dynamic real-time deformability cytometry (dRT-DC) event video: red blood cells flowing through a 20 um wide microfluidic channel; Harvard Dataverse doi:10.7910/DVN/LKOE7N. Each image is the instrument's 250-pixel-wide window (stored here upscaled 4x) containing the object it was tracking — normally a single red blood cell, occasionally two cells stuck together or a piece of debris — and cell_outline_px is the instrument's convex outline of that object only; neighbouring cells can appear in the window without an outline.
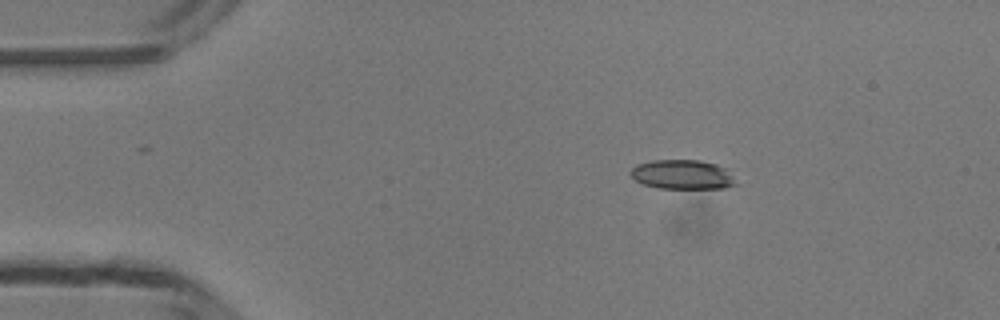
{"species": "common noctule bat (a hibernating species)", "species_latin": "Nyctalus noctula", "temperature_condition": "room temperature", "stored_images_in_passage": 41, "camera_frame_rate_fps": 3000, "um_per_image_px": 0.085, "animal": {"sex": "male", "body_mass_g": 13.3}, "frame": {"image": 1, "passage_image": 1, "time_ms": 0.0, "image_size_px": [1000, 320], "cell_outline_px": [[740, 184], [724, 188], [656, 188], [644, 184], [636, 180], [628, 172], [636, 164], [652, 160], [700, 160], [716, 164], [724, 168]], "centroid_in_image_um": [58.0, 14.84], "position_along_channel_um": 27.0, "area_um2": 18.09}}
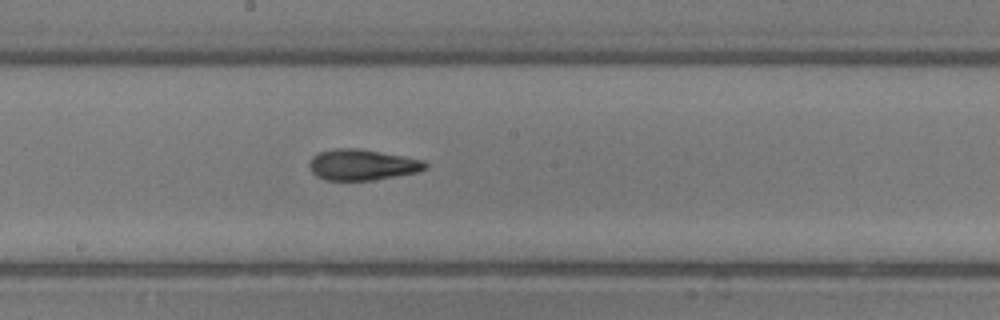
{"frame": {"image": 2, "passage_image": 19, "time_ms": 6.0, "image_size_px": [1000, 320], "cell_outline_px": [[428, 168], [416, 172], [372, 180], [324, 180], [316, 176], [312, 172], [308, 164], [312, 156], [320, 152], [336, 148], [360, 148], [424, 160], [428, 164]], "centroid_in_image_um": [30.77, 14.0], "position_along_channel_um": 217.4, "area_um2": 20.87}}
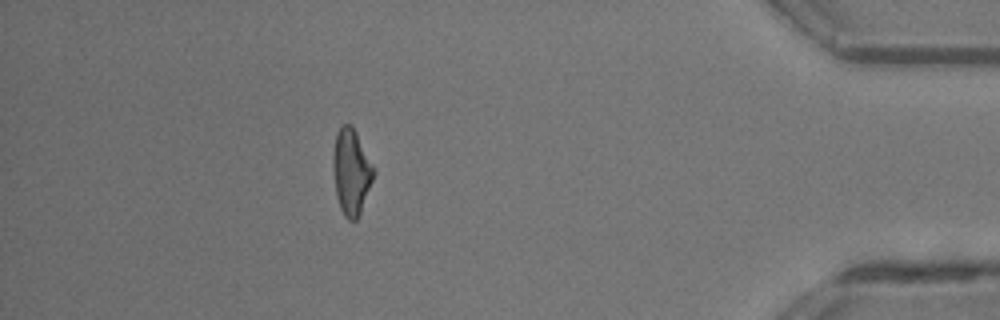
{"frame": {"image": 3, "passage_image": 36, "time_ms": 11.667, "image_size_px": [1000, 320], "cell_outline_px": [[372, 180], [360, 212], [356, 220], [348, 220], [344, 216], [340, 208], [336, 196], [332, 160], [332, 152], [336, 132], [344, 124], [352, 124], [372, 164]], "centroid_in_image_um": [29.81, 14.58], "position_along_channel_um": 405.4, "area_um2": 19.88}, "authors_computed_cell_mechanics": {"area_um2": 20.4034, "velocity_mm_per_s": 4.2352, "shape_relaxation_time_tau1_ms": 4.692, "shape_relaxation_time_tau2_ms": 2.5243, "deformation_change_tau1": 0.1821, "deformation_change_tau2": 0.1116}}